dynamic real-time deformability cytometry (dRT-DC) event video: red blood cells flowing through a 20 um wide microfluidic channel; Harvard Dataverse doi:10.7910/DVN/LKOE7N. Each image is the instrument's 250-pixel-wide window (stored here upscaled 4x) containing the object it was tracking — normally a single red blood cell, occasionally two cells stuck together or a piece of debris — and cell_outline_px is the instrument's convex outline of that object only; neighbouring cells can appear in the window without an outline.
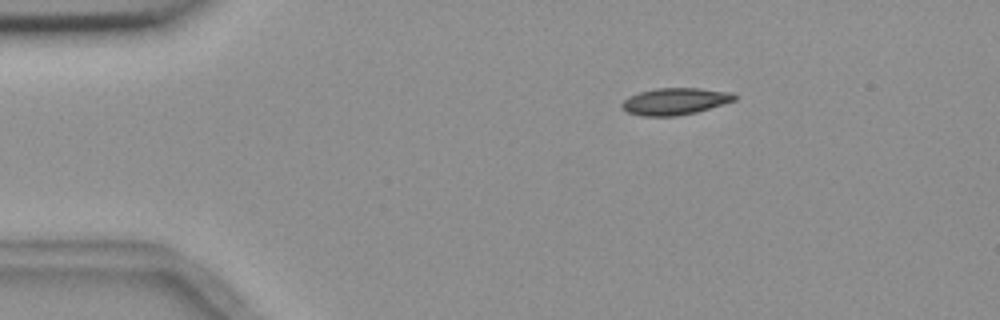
{"species": "common noctule bat (a hibernating species)", "species_latin": "Nyctalus noctula", "temperature_condition": "room temperature", "stored_images_in_passage": 3, "camera_frame_rate_fps": 3000, "um_per_image_px": 0.085, "animal": {"sex": "female", "body_mass_g": 18.4}, "frame": {"image": 1, "passage_image": 1, "time_ms": 0.0, "image_size_px": [1000, 320], "cell_outline_px": [[736, 100], [724, 104], [696, 112], [676, 116], [640, 116], [628, 112], [620, 108], [620, 104], [628, 96], [640, 92], [656, 88], [700, 88], [732, 92], [736, 96]], "centroid_in_image_um": [57.36, 8.61], "position_along_channel_um": 27.6, "area_um2": 17.74}}
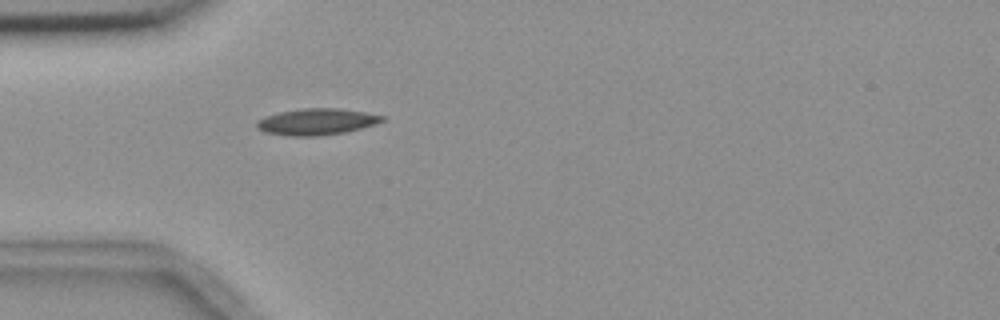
{"frame": {"image": 2, "passage_image": 3, "time_ms": 2.333, "image_size_px": [1000, 320], "cell_outline_px": [[384, 120], [376, 124], [344, 132], [316, 136], [288, 136], [268, 132], [256, 128], [256, 120], [264, 116], [280, 112], [304, 108], [340, 108], [364, 112], [384, 116]], "centroid_in_image_um": [26.89, 10.34], "position_along_channel_um": 58.1, "area_um2": 19.19}}